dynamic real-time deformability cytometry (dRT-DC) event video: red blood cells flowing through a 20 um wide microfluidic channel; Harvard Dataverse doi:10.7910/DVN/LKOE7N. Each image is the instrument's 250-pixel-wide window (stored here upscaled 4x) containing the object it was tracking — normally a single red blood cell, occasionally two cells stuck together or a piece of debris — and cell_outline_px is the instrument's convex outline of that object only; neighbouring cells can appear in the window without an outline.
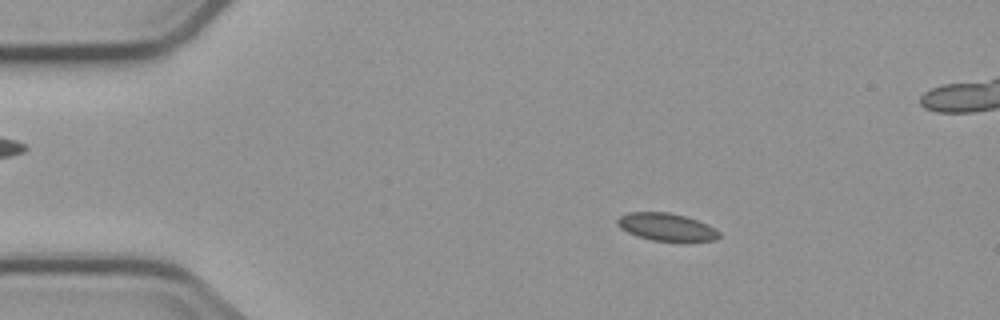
{"species": "common noctule bat (a hibernating species)", "species_latin": "Nyctalus noctula", "temperature_condition": "cold", "stored_images_in_passage": 5, "camera_frame_rate_fps": 3000, "um_per_image_px": 0.085, "animal": {"sex": "male", "body_mass_g": 23.1, "forearm_length_mm": 52.7}, "frame": {"image": 1, "passage_image": 2, "time_ms": 1.333, "image_size_px": [1000, 320], "cell_outline_px": [[720, 236], [716, 240], [652, 240], [636, 236], [620, 228], [616, 224], [616, 220], [620, 216], [628, 212], [668, 212], [684, 216], [708, 224], [720, 232]], "centroid_in_image_um": [56.61, 19.28], "position_along_channel_um": 28.4, "area_um2": 16.13}}